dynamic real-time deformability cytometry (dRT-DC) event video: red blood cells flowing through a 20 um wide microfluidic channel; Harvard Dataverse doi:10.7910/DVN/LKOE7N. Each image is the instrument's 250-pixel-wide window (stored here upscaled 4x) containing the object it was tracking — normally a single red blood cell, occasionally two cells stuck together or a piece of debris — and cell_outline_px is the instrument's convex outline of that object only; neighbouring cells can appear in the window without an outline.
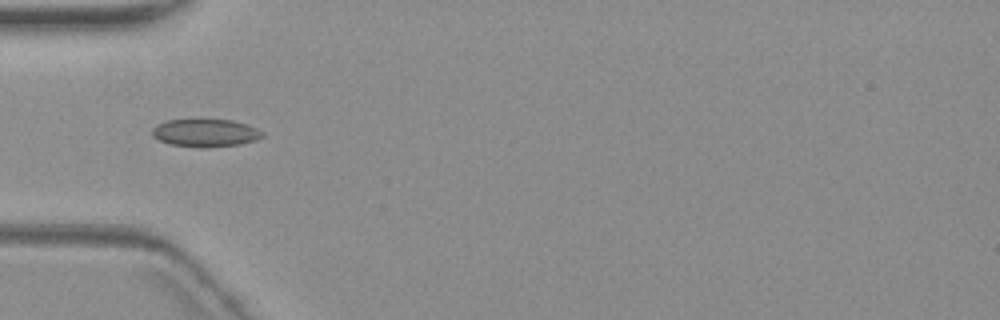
{"species": "common noctule bat (a hibernating species)", "species_latin": "Nyctalus noctula", "temperature_condition": "warm", "stored_images_in_passage": 10, "camera_frame_rate_fps": 3000, "um_per_image_px": 0.085, "animal": {"sex": "female", "body_mass_g": 19.3, "forearm_length_mm": 54.1}, "frame": {"image": 1, "passage_image": 5, "time_ms": 5.667, "image_size_px": [1000, 320], "cell_outline_px": [[264, 136], [256, 140], [240, 144], [204, 148], [200, 148], [168, 144], [152, 136], [152, 128], [156, 124], [168, 120], [232, 120], [256, 128], [264, 132]], "centroid_in_image_um": [17.44, 11.31], "position_along_channel_um": 67.6, "area_um2": 17.86}}
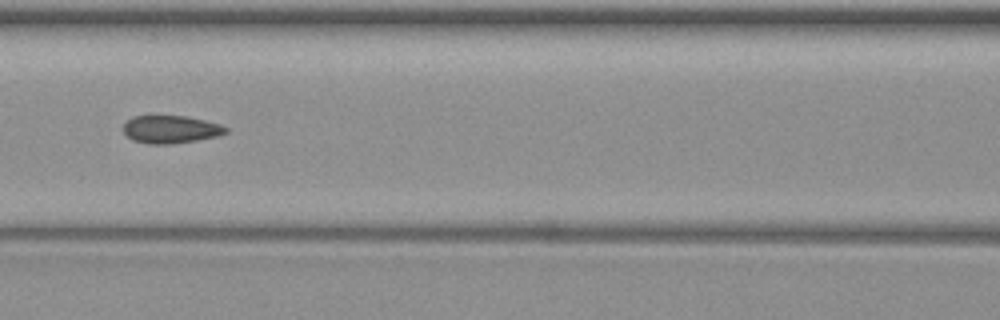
{"frame": {"image": 2, "passage_image": 7, "time_ms": 8.0, "image_size_px": [1000, 320], "cell_outline_px": [[228, 132], [220, 136], [172, 144], [148, 144], [132, 140], [124, 132], [124, 124], [132, 116], [184, 116], [204, 120], [220, 124], [228, 128]], "centroid_in_image_um": [14.53, 11.0], "position_along_channel_um": 152.1, "area_um2": 16.59}}
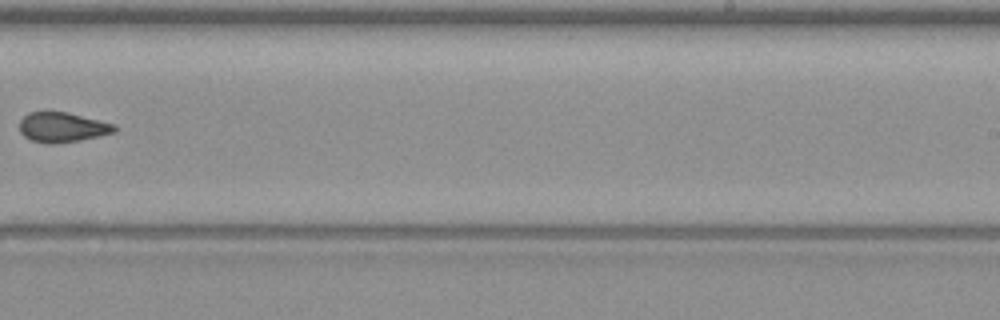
{"frame": {"image": 3, "passage_image": 10, "time_ms": 11.667, "image_size_px": [1000, 320], "cell_outline_px": [[116, 132], [80, 140], [56, 144], [48, 144], [32, 140], [24, 136], [20, 132], [20, 120], [28, 112], [44, 108], [68, 112], [116, 124]], "centroid_in_image_um": [5.26, 10.77], "position_along_channel_um": 283.7, "area_um2": 17.17}}